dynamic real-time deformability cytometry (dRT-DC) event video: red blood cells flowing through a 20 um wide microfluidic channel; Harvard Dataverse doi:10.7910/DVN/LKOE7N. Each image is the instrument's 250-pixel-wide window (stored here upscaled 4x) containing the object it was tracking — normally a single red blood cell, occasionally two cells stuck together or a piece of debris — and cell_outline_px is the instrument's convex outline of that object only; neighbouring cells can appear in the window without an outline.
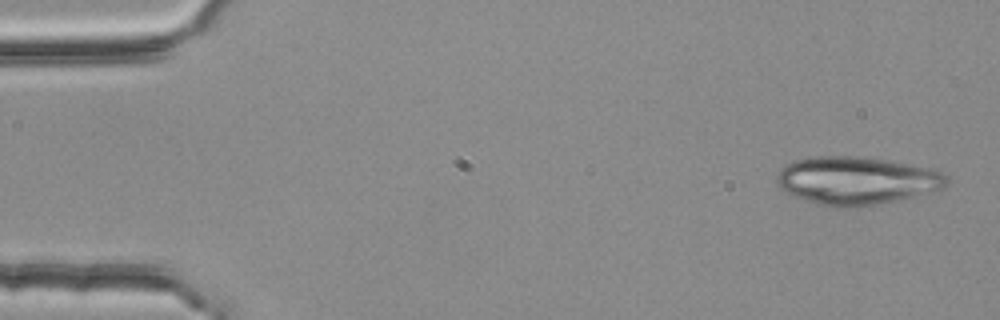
{"species": "common noctule bat (a hibernating species)", "species_latin": "Nyctalus noctula", "temperature_condition": "room temperature", "stored_images_in_passage": 4, "camera_frame_rate_fps": 3000, "um_per_image_px": 0.085, "animal": {"sex": "female", "body_mass_g": 25.1}, "frame": {"image": 1, "passage_image": 1, "time_ms": 0.0, "image_size_px": [1000, 320], "cell_outline_px": [[948, 184], [944, 188], [896, 200], [856, 208], [836, 208], [820, 204], [784, 192], [776, 184], [776, 176], [780, 168], [784, 164], [796, 160], [812, 156], [860, 156], [888, 160], [936, 168], [944, 172], [948, 176]], "centroid_in_image_um": [72.82, 15.33], "position_along_channel_um": 12.2, "area_um2": 47.97}}